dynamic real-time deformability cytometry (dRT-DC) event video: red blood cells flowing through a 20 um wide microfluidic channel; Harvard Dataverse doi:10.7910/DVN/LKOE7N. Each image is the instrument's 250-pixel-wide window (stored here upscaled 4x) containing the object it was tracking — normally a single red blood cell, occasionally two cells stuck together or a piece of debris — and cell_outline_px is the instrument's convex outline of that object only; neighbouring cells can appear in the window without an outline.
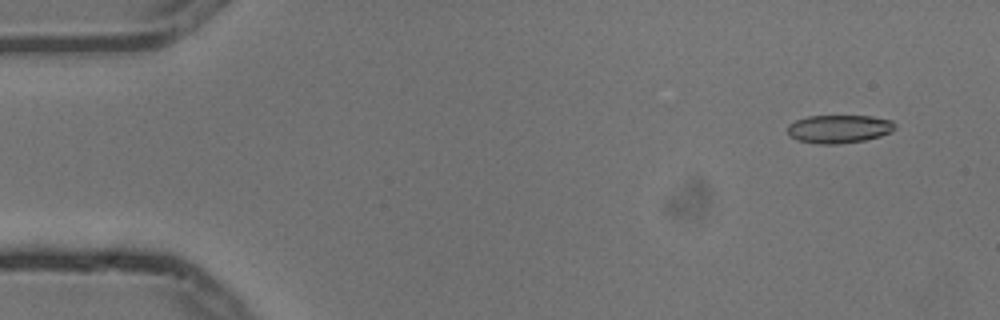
{"species": "common noctule bat (a hibernating species)", "species_latin": "Nyctalus noctula", "temperature_condition": "cold", "stored_images_in_passage": 4, "camera_frame_rate_fps": 3000, "um_per_image_px": 0.085, "animal": {"sex": "male", "body_mass_g": 13.3}, "frame": {"image": 1, "passage_image": 1, "time_ms": 0.0, "image_size_px": [1000, 320], "cell_outline_px": [[896, 128], [892, 132], [880, 136], [864, 140], [840, 144], [820, 144], [796, 140], [788, 136], [788, 124], [796, 120], [808, 116], [872, 116], [892, 120], [896, 124]], "centroid_in_image_um": [71.32, 10.96], "position_along_channel_um": 13.7, "area_um2": 17.86}}
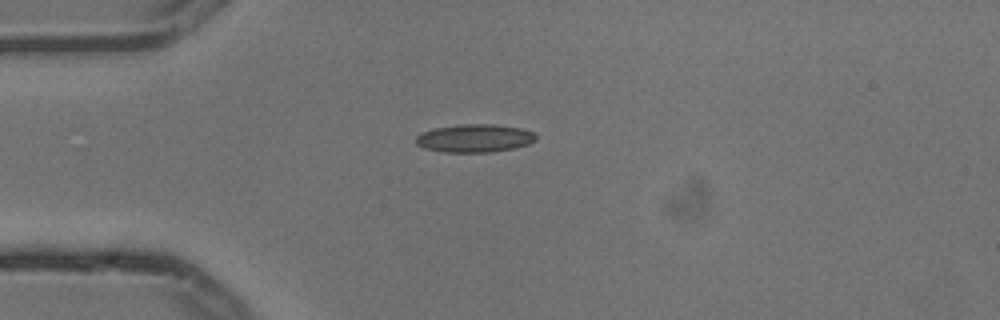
{"frame": {"image": 2, "passage_image": 4, "time_ms": 1.0, "image_size_px": [1000, 320], "cell_outline_px": [[536, 140], [528, 144], [512, 148], [492, 152], [444, 152], [424, 148], [416, 144], [416, 136], [420, 132], [436, 128], [460, 124], [492, 124], [520, 128], [532, 132], [536, 136]], "centroid_in_image_um": [40.31, 11.75], "position_along_channel_um": 44.7, "area_um2": 19.54}}